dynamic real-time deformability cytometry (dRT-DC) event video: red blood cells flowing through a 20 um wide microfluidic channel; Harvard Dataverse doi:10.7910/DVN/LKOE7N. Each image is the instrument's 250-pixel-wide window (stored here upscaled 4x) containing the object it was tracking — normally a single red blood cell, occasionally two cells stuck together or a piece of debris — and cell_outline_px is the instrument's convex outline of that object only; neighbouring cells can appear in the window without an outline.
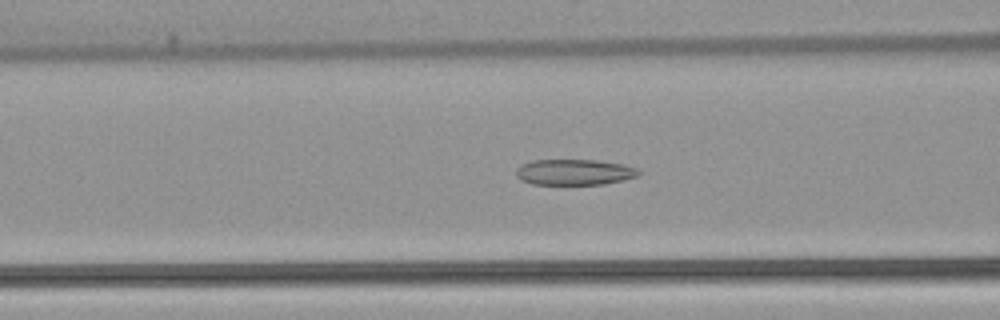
{"species": "common noctule bat (a hibernating species)", "species_latin": "Nyctalus noctula", "temperature_condition": "warm", "stored_images_in_passage": 53, "camera_frame_rate_fps": 3000, "um_per_image_px": 0.085, "animal": {"sex": "female", "body_mass_g": 22.7, "forearm_length_mm": 54.2}, "frame": {"image": 1, "passage_image": 21, "time_ms": 6.667, "image_size_px": [1000, 320], "cell_outline_px": [[640, 172], [636, 176], [624, 180], [604, 184], [532, 184], [520, 180], [516, 176], [516, 168], [520, 164], [532, 160], [596, 160], [620, 164], [636, 168]], "centroid_in_image_um": [48.76, 14.63], "position_along_channel_um": 117.8, "area_um2": 18.38}}
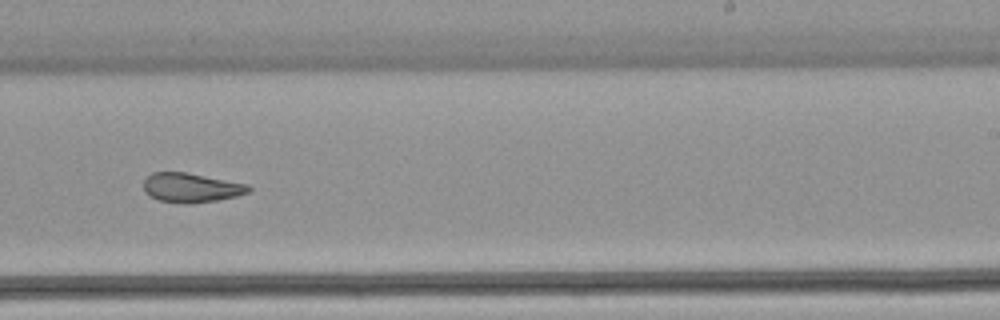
{"frame": {"image": 2, "passage_image": 33, "time_ms": 10.667, "image_size_px": [1000, 320], "cell_outline_px": [[252, 188], [248, 192], [236, 196], [216, 200], [188, 204], [184, 204], [156, 200], [144, 192], [144, 180], [152, 172], [188, 172], [248, 184]], "centroid_in_image_um": [16.23, 15.95], "position_along_channel_um": 272.8, "area_um2": 18.09}}
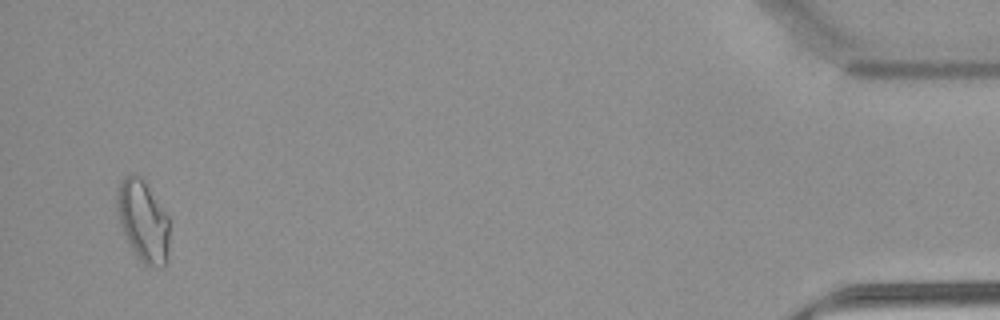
{"frame": {"image": 3, "passage_image": 51, "time_ms": 16.667, "image_size_px": [1000, 320], "cell_outline_px": [[168, 260], [164, 268], [156, 268], [144, 264], [140, 260], [132, 248], [120, 224], [116, 204], [116, 196], [120, 180], [124, 176], [132, 172], [144, 176], [168, 216]], "centroid_in_image_um": [12.17, 18.72], "position_along_channel_um": 423.0, "area_um2": 25.37}, "authors_computed_cell_mechanics": {"area_um2": 20.808, "velocity_mm_per_s": 3.8855, "shape_relaxation_time_tau1_ms": null, "shape_relaxation_time_tau2_ms": 3.397, "deformation_change_tau1": null, "deformation_change_tau2": 0.1065}}